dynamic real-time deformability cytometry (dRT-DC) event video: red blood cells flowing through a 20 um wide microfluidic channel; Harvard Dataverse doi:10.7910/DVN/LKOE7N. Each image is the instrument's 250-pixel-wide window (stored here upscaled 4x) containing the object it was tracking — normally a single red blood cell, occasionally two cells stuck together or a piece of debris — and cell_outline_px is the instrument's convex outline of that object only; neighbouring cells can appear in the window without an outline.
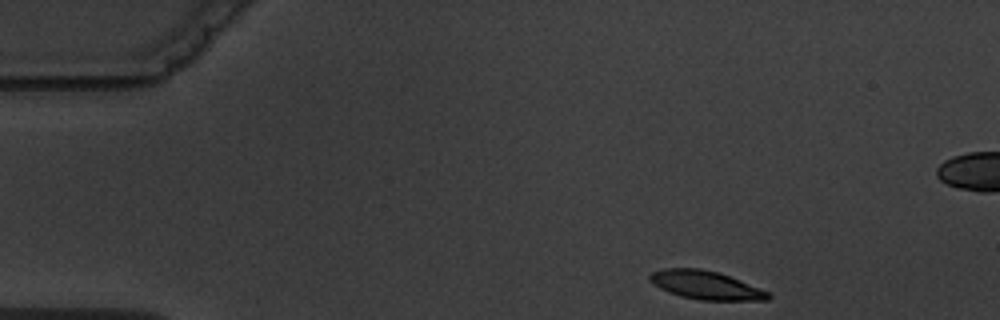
{"species": "common noctule bat (a hibernating species)", "species_latin": "Nyctalus noctula", "temperature_condition": "warm", "stored_images_in_passage": 4, "camera_frame_rate_fps": 3000, "um_per_image_px": 0.085, "animal": {"sex": "male", "body_mass_g": 19.5, "forearm_length_mm": 54.6}, "frame": {"image": 1, "passage_image": 1, "time_ms": 0.0, "image_size_px": [1000, 320], "cell_outline_px": [[772, 296], [768, 300], [700, 300], [680, 296], [668, 292], [660, 288], [648, 280], [648, 276], [652, 272], [664, 268], [700, 268], [716, 272], [728, 276], [760, 288], [768, 292]], "centroid_in_image_um": [59.95, 24.24], "position_along_channel_um": 25.0, "area_um2": 19.48}}